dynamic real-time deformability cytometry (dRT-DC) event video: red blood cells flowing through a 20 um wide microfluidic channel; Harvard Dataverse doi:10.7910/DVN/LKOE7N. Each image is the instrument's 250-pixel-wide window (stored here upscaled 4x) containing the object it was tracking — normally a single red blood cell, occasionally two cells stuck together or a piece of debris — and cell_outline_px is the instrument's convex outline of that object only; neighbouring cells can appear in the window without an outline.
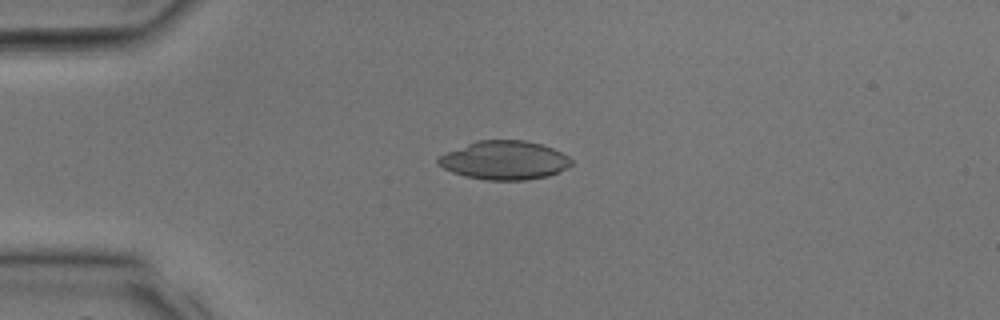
{"species": "common noctule bat (a hibernating species)", "species_latin": "Nyctalus noctula", "temperature_condition": "room temperature", "stored_images_in_passage": 5, "camera_frame_rate_fps": 3000, "um_per_image_px": 0.085, "animal": {"sex": "male", "body_mass_g": 17.9, "forearm_length_mm": 54.2}, "frame": {"image": 1, "passage_image": 1, "time_ms": 0.0, "image_size_px": [1000, 320], "cell_outline_px": [[572, 164], [548, 176], [524, 180], [484, 180], [464, 176], [452, 172], [436, 164], [436, 160], [440, 156], [448, 152], [476, 140], [524, 140], [540, 144], [552, 148], [568, 156], [572, 160]], "centroid_in_image_um": [42.85, 13.63], "position_along_channel_um": 42.2, "area_um2": 29.82}}
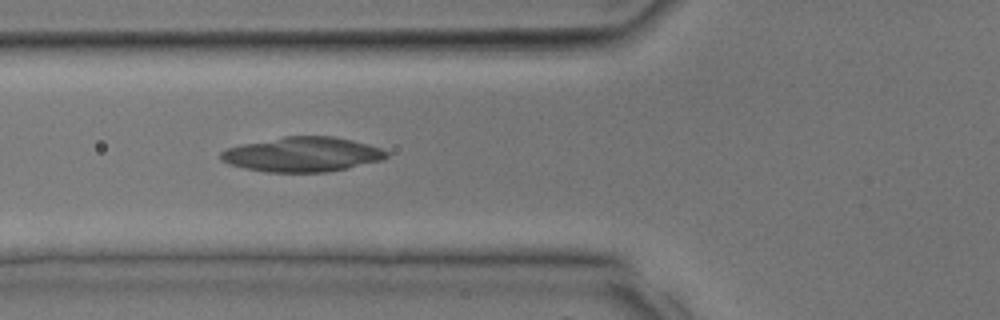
{"frame": {"image": 2, "passage_image": 5, "time_ms": 1.333, "image_size_px": [1000, 320], "cell_outline_px": [[388, 156], [380, 160], [348, 168], [324, 172], [268, 172], [244, 168], [228, 164], [220, 160], [220, 152], [228, 148], [240, 144], [284, 136], [332, 136], [352, 140], [368, 144], [380, 148], [388, 152]], "centroid_in_image_um": [25.66, 13.12], "position_along_channel_um": 100.1, "area_um2": 33.47}}